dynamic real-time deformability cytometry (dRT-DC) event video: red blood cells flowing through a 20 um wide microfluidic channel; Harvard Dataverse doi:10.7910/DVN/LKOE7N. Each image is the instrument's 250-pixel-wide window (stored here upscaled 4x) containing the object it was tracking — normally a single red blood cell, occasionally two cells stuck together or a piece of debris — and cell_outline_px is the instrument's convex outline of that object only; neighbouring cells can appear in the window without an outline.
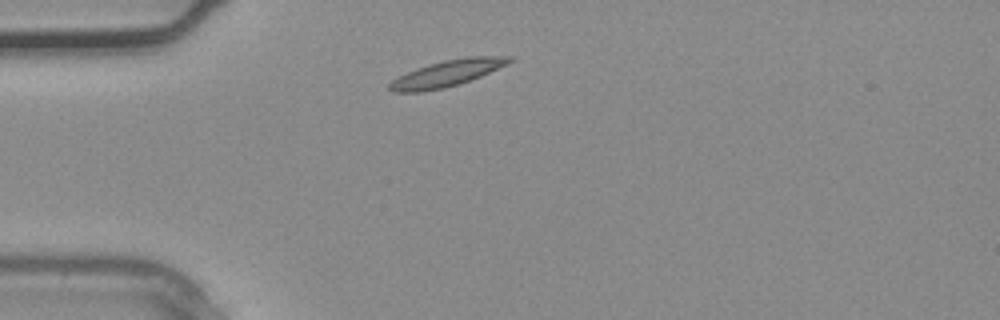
{"species": "common noctule bat (a hibernating species)", "species_latin": "Nyctalus noctula", "temperature_condition": "warm", "stored_images_in_passage": 28, "camera_frame_rate_fps": 3000, "um_per_image_px": 0.085, "animal": {"sex": "male", "body_mass_g": 20.4}, "frame": {"image": 1, "passage_image": 1, "time_ms": 0.0, "image_size_px": [1000, 320], "cell_outline_px": [[512, 60], [508, 64], [480, 76], [444, 88], [420, 92], [392, 92], [388, 88], [388, 84], [392, 80], [416, 68], [428, 64], [444, 60], [468, 56], [512, 56]], "centroid_in_image_um": [37.98, 6.23], "position_along_channel_um": 47.0, "area_um2": 18.15}}
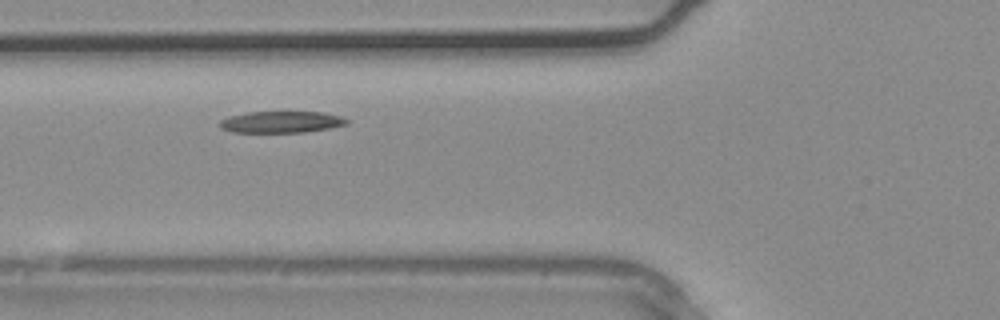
{"frame": {"image": 2, "passage_image": 5, "time_ms": 1.333, "image_size_px": [1000, 320], "cell_outline_px": [[348, 124], [332, 128], [304, 132], [232, 132], [220, 128], [220, 120], [228, 116], [248, 112], [324, 112], [340, 116], [348, 120]], "centroid_in_image_um": [23.92, 10.37], "position_along_channel_um": 101.9, "area_um2": 16.01}}